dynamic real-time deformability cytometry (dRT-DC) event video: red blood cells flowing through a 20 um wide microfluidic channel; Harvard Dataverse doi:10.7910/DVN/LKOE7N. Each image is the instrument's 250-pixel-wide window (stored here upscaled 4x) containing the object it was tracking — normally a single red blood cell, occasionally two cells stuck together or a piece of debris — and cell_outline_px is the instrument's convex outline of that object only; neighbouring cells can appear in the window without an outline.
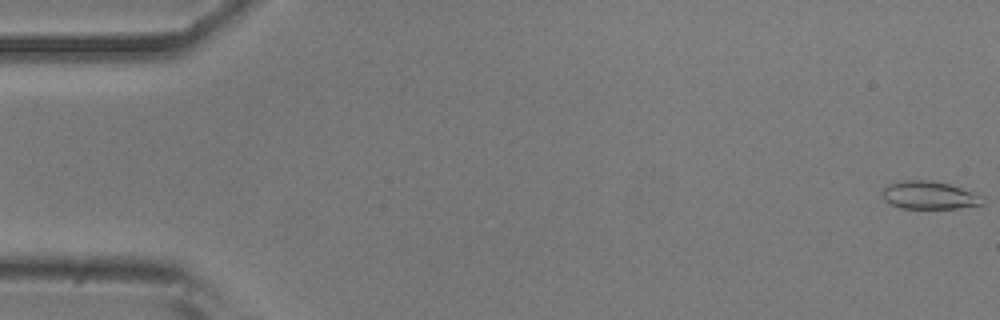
{"species": "common noctule bat (a hibernating species)", "species_latin": "Nyctalus noctula", "temperature_condition": "room temperature", "stored_images_in_passage": 53, "camera_frame_rate_fps": 3000, "um_per_image_px": 0.085, "animal": {"sex": "male", "body_mass_g": 20.5, "forearm_length_mm": 52.5}, "frame": {"image": 1, "passage_image": 1, "time_ms": 0.0, "image_size_px": [1000, 320], "cell_outline_px": [[984, 204], [956, 208], [900, 208], [888, 204], [880, 196], [880, 192], [888, 184], [904, 180], [932, 180], [948, 184], [972, 192], [984, 200]], "centroid_in_image_um": [78.88, 16.59], "position_along_channel_um": 6.1, "area_um2": 16.3}}
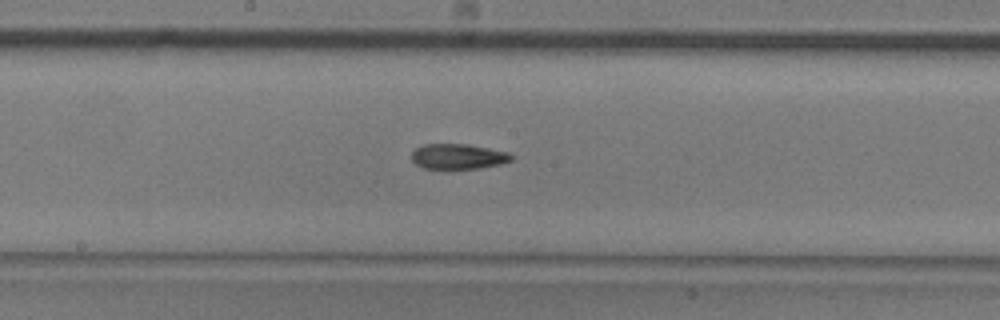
{"frame": {"image": 2, "passage_image": 28, "time_ms": 9.0, "image_size_px": [1000, 320], "cell_outline_px": [[512, 160], [500, 164], [480, 168], [444, 172], [424, 168], [416, 164], [412, 160], [412, 152], [416, 148], [424, 144], [468, 144], [508, 152], [512, 156]], "centroid_in_image_um": [38.9, 13.35], "position_along_channel_um": 209.3, "area_um2": 15.32}}
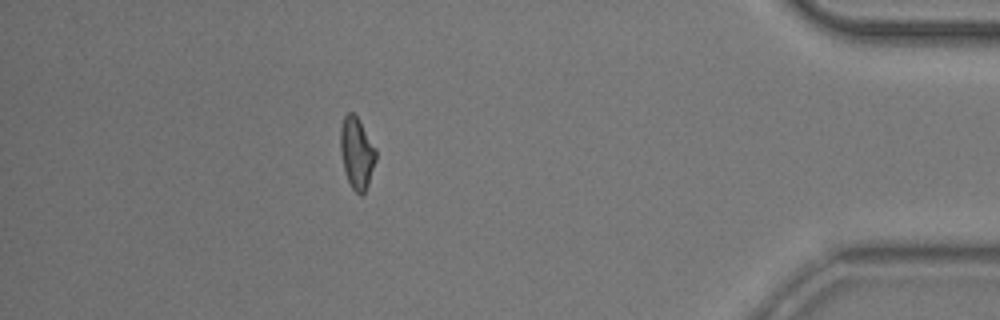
{"frame": {"image": 3, "passage_image": 47, "time_ms": 15.333, "image_size_px": [1000, 320], "cell_outline_px": [[376, 160], [368, 184], [364, 192], [360, 196], [352, 188], [348, 180], [344, 168], [340, 152], [340, 128], [344, 116], [348, 112], [352, 112], [356, 116], [376, 148]], "centroid_in_image_um": [30.32, 13.0], "position_along_channel_um": 404.9, "area_um2": 14.62}, "authors_computed_cell_mechanics": {"area_um2": 15.2592, "velocity_mm_per_s": 3.8509, "shape_relaxation_time_tau1_ms": null, "shape_relaxation_time_tau2_ms": 4.9378, "deformation_change_tau1": null, "deformation_change_tau2": 0.1249}}